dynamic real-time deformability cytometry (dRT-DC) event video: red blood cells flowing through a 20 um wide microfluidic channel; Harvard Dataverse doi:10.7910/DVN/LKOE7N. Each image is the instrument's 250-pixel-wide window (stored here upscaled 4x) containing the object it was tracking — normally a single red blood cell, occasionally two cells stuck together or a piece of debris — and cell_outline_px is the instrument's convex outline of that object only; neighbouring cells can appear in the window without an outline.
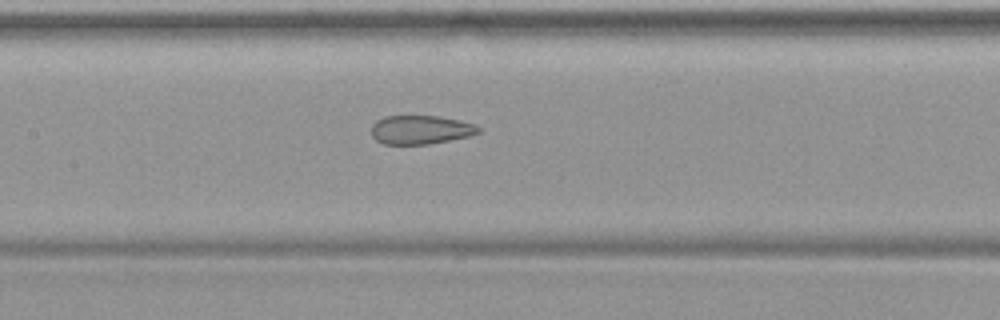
{"species": "common noctule bat (a hibernating species)", "species_latin": "Nyctalus noctula", "temperature_condition": "warm", "stored_images_in_passage": 50, "camera_frame_rate_fps": 3000, "um_per_image_px": 0.085, "animal": {"sex": "female", "body_mass_g": 19.9}, "frame": {"image": 1, "passage_image": 24, "time_ms": 7.667, "image_size_px": [1000, 320], "cell_outline_px": [[480, 132], [468, 136], [428, 144], [384, 144], [376, 140], [372, 136], [372, 124], [376, 120], [384, 116], [436, 116], [460, 120], [476, 124], [480, 128]], "centroid_in_image_um": [35.74, 11.02], "position_along_channel_um": 171.7, "area_um2": 17.92}}
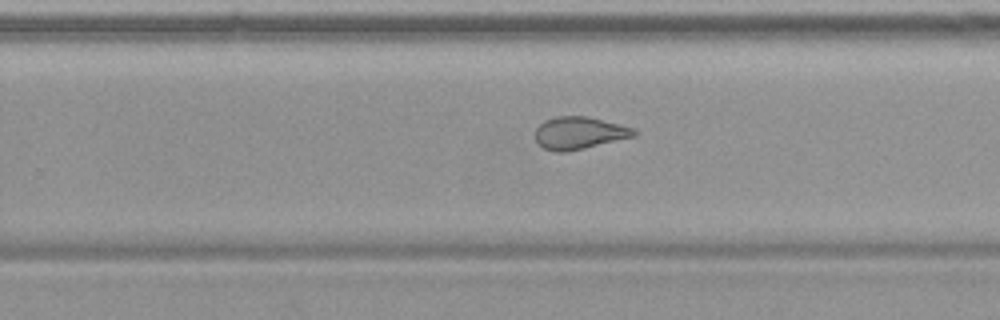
{"frame": {"image": 2, "passage_image": 32, "time_ms": 10.333, "image_size_px": [1000, 320], "cell_outline_px": [[640, 132], [636, 136], [584, 148], [564, 152], [556, 152], [544, 148], [536, 144], [536, 128], [544, 120], [556, 116], [588, 116], [636, 128]], "centroid_in_image_um": [49.26, 11.29], "position_along_channel_um": 280.5, "area_um2": 18.84}}
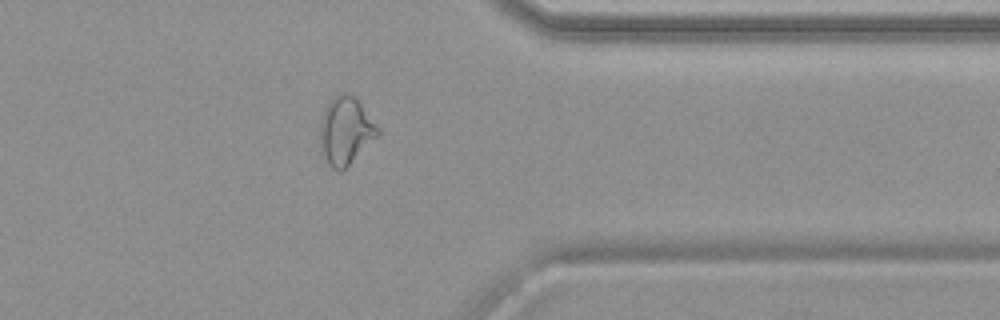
{"frame": {"image": 3, "passage_image": 40, "time_ms": 13.0, "image_size_px": [1000, 320], "cell_outline_px": [[380, 136], [340, 172], [332, 168], [328, 164], [320, 152], [320, 120], [324, 108], [328, 100], [336, 92], [348, 92], [356, 96], [380, 128]], "centroid_in_image_um": [29.38, 11.06], "position_along_channel_um": 382.0, "area_um2": 23.58}}